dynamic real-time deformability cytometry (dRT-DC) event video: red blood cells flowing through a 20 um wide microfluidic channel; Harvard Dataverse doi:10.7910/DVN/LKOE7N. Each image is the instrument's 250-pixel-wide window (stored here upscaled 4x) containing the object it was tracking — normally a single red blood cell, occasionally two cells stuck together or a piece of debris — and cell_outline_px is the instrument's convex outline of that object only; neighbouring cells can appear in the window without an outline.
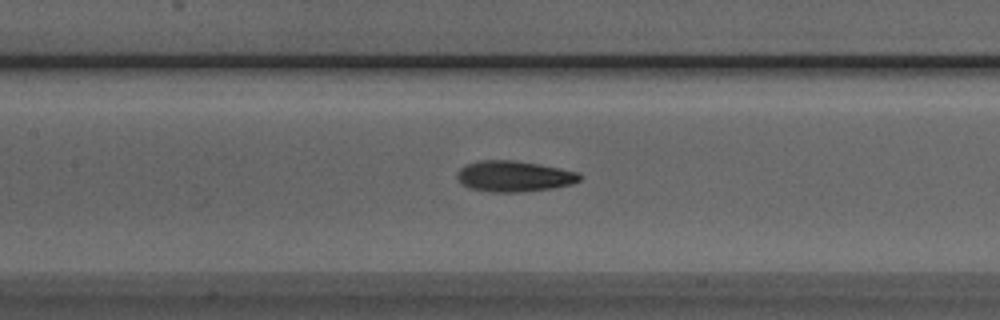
{"species": "Egyptian fruit bat (a non-hibernating species)", "species_latin": "Rousettus aegyptiacus", "temperature_condition": "room temperature", "stored_images_in_passage": 40, "camera_frame_rate_fps": 3000, "um_per_image_px": 0.085, "animal": {"sex": "male"}, "frame": {"image": 1, "passage_image": 22, "time_ms": 7.0, "image_size_px": [1000, 320], "cell_outline_px": [[584, 176], [580, 180], [572, 184], [552, 188], [520, 192], [492, 192], [468, 188], [460, 184], [456, 176], [460, 168], [464, 164], [476, 160], [512, 160], [540, 164], [560, 168], [576, 172]], "centroid_in_image_um": [43.65, 14.98], "position_along_channel_um": 163.7, "area_um2": 22.31}}
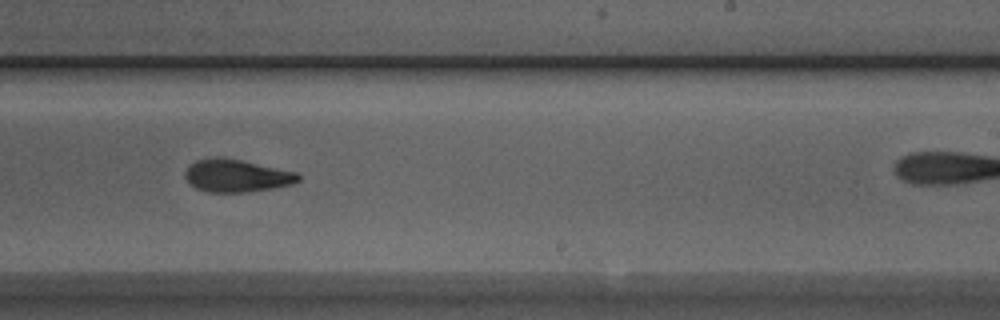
{"frame": {"image": 2, "passage_image": 30, "time_ms": 9.667, "image_size_px": [1000, 320], "cell_outline_px": [[300, 180], [292, 184], [272, 188], [244, 192], [208, 192], [196, 188], [188, 184], [184, 176], [184, 172], [196, 160], [212, 156], [224, 156], [296, 172], [300, 176]], "centroid_in_image_um": [20.06, 14.92], "position_along_channel_um": 268.9, "area_um2": 21.68}}
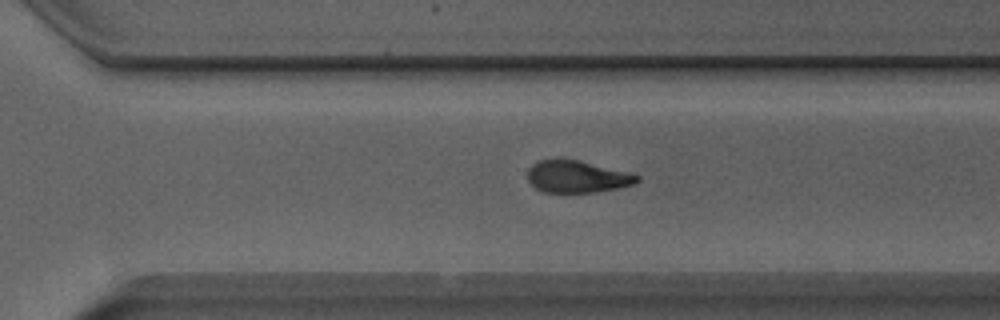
{"frame": {"image": 3, "passage_image": 34, "time_ms": 11.0, "image_size_px": [1000, 320], "cell_outline_px": [[640, 180], [632, 184], [616, 188], [596, 192], [544, 192], [536, 188], [528, 180], [528, 168], [532, 164], [540, 160], [560, 156], [580, 160], [628, 172], [640, 176]], "centroid_in_image_um": [49.01, 14.97], "position_along_channel_um": 321.6, "area_um2": 20.75}}